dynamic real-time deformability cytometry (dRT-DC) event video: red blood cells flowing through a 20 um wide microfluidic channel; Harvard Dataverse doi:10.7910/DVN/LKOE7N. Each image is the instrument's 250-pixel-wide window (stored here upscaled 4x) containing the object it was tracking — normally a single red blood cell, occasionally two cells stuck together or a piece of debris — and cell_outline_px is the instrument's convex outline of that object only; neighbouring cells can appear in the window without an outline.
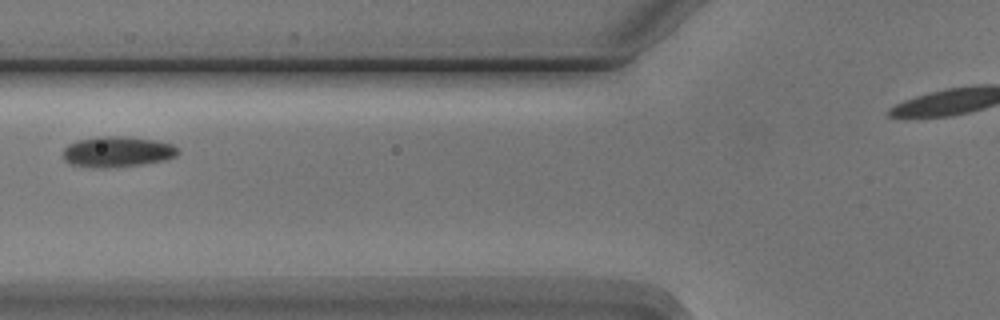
{"species": "Egyptian fruit bat (a non-hibernating species)", "species_latin": "Rousettus aegyptiacus", "temperature_condition": "cold", "stored_images_in_passage": 6, "segment_of_instrument_passage": [1, 2], "camera_frame_rate_fps": 3000, "um_per_image_px": 0.085, "animal": {"sex": "male"}, "frame": {"image": 1, "passage_image": 4, "time_ms": 3.667, "image_size_px": [1000, 320], "cell_outline_px": [[180, 152], [176, 156], [168, 160], [140, 164], [104, 168], [100, 168], [72, 164], [64, 160], [64, 148], [68, 144], [76, 140], [96, 136], [128, 136], [156, 140], [172, 144], [180, 148]], "centroid_in_image_um": [10.02, 12.88], "position_along_channel_um": 115.8, "area_um2": 20.75}}
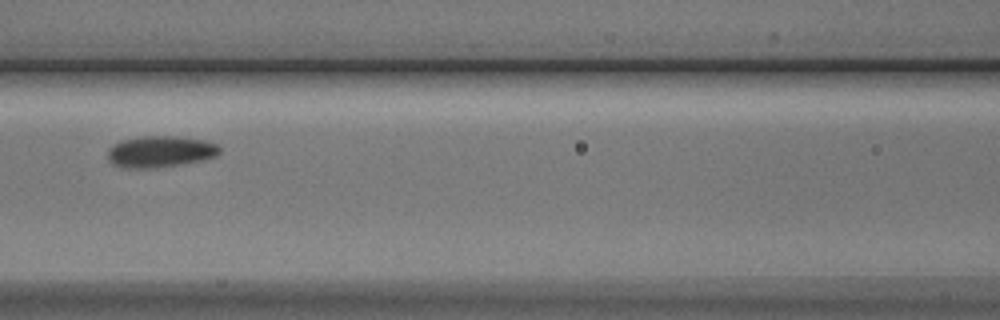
{"frame": {"image": 2, "passage_image": 5, "time_ms": 4.667, "image_size_px": [1000, 320], "cell_outline_px": [[220, 152], [216, 156], [204, 160], [156, 168], [124, 168], [112, 164], [108, 160], [108, 148], [112, 144], [120, 140], [144, 136], [176, 136], [204, 140], [216, 144], [220, 148]], "centroid_in_image_um": [13.59, 12.89], "position_along_channel_um": 153.0, "area_um2": 20.69}}